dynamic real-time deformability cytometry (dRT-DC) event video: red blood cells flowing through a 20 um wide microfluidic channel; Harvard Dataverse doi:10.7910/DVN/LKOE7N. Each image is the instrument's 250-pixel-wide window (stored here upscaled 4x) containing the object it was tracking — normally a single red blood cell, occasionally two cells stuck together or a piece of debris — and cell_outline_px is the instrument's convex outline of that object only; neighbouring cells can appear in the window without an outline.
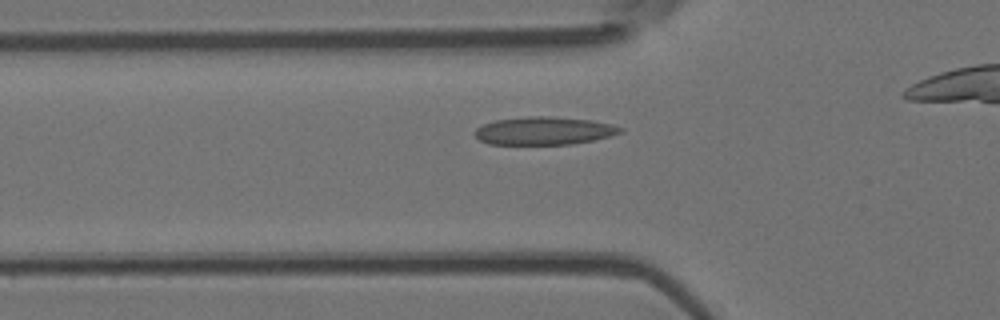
{"species": "Egyptian fruit bat (a non-hibernating species)", "species_latin": "Rousettus aegyptiacus", "temperature_condition": "room temperature", "stored_images_in_passage": 34, "camera_frame_rate_fps": 3000, "um_per_image_px": 0.085, "animal": {"sex": "female"}, "frame": {"image": 1, "passage_image": 8, "time_ms": 2.333, "image_size_px": [1000, 320], "cell_outline_px": [[624, 128], [620, 132], [608, 136], [592, 140], [572, 144], [488, 144], [480, 140], [472, 132], [476, 128], [484, 124], [496, 120], [528, 116], [552, 116], [592, 120], [612, 124]], "centroid_in_image_um": [46.22, 11.11], "position_along_channel_um": 79.6, "area_um2": 23.64}}
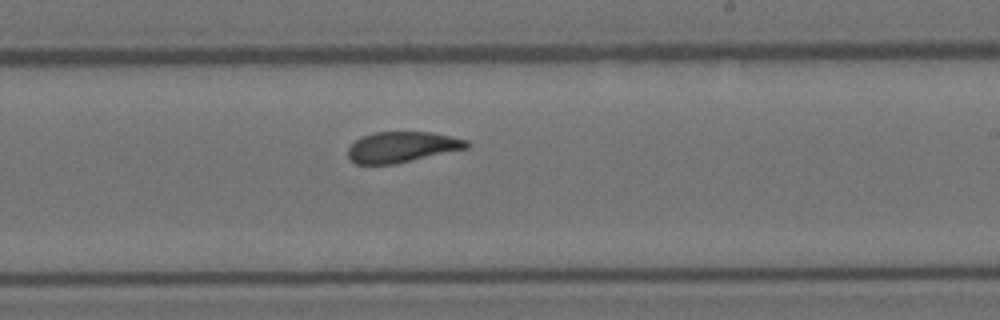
{"frame": {"image": 2, "passage_image": 22, "time_ms": 7.0, "image_size_px": [1000, 320], "cell_outline_px": [[472, 144], [468, 148], [396, 164], [356, 164], [348, 156], [348, 148], [356, 140], [364, 136], [376, 132], [432, 132], [452, 136], [468, 140]], "centroid_in_image_um": [34.22, 12.5], "position_along_channel_um": 254.8, "area_um2": 21.27}}
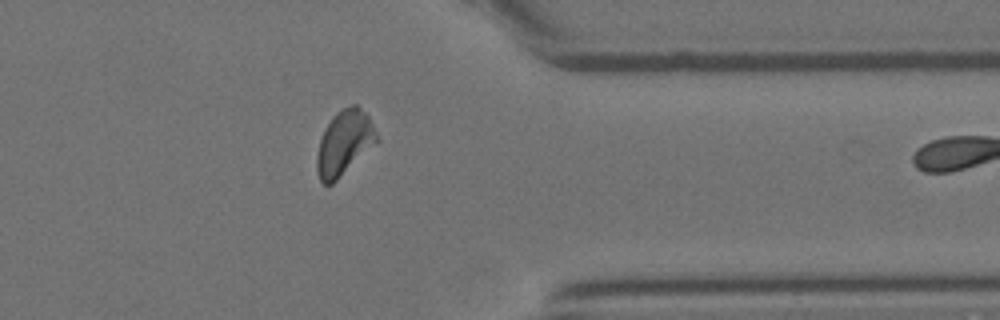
{"frame": {"image": 3, "passage_image": 33, "time_ms": 10.667, "image_size_px": [1000, 320], "cell_outline_px": [[380, 140], [332, 184], [324, 184], [320, 180], [316, 168], [316, 156], [320, 140], [324, 128], [332, 116], [336, 112], [352, 104], [356, 104], [368, 116]], "centroid_in_image_um": [29.25, 12.14], "position_along_channel_um": 382.1, "area_um2": 22.48}}